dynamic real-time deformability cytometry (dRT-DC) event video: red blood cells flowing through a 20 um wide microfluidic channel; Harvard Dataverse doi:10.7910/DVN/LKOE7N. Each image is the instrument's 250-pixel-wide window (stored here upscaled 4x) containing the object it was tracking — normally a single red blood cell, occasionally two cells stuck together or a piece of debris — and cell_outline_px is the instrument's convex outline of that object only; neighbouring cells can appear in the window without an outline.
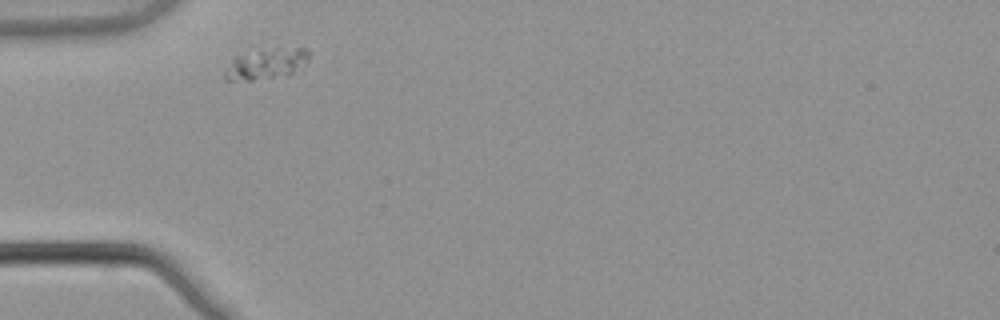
{"species": "common noctule bat (a hibernating species)", "species_latin": "Nyctalus noctula", "temperature_condition": "warm", "stored_images_in_passage": 2, "camera_frame_rate_fps": 3000, "um_per_image_px": 0.085, "animal": {"sex": "male", "body_mass_g": 21.5, "forearm_length_mm": 52.0}, "frame": {"image": 1, "passage_image": 1, "time_ms": 0.0, "image_size_px": [1000, 320], "cell_outline_px": [[308, 60], [288, 76], [252, 80], [228, 80], [224, 76], [224, 72], [232, 60], [236, 56], [276, 48], [308, 48]], "centroid_in_image_um": [22.65, 5.45], "position_along_channel_um": 62.4, "area_um2": 14.62}}
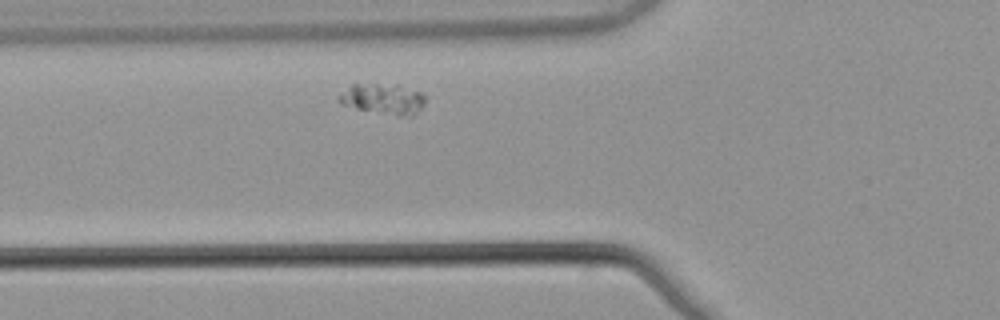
{"frame": {"image": 2, "passage_image": 2, "time_ms": 0.333, "image_size_px": [1000, 320], "cell_outline_px": [[424, 104], [412, 116], [400, 116], [356, 108], [340, 104], [336, 100], [336, 96], [340, 92], [352, 84], [376, 84], [420, 92], [424, 96]], "centroid_in_image_um": [32.45, 8.43], "position_along_channel_um": 93.4, "area_um2": 14.8}}